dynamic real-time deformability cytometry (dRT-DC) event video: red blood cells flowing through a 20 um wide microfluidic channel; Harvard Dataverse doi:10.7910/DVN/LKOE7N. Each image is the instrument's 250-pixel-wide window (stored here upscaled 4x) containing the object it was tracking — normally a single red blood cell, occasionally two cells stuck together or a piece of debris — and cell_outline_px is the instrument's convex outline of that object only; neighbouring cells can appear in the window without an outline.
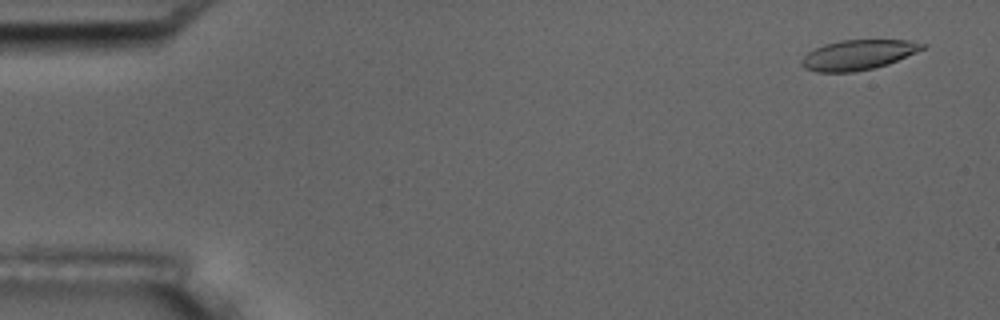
{"species": "common noctule bat (a hibernating species)", "species_latin": "Nyctalus noctula", "temperature_condition": "room temperature", "stored_images_in_passage": 6, "segment_of_instrument_passage": [1, 2], "camera_frame_rate_fps": 3000, "um_per_image_px": 0.085, "animal": {"sex": "male", "body_mass_g": 17.5, "forearm_length_mm": 52.3}, "frame": {"image": 1, "passage_image": 1, "time_ms": 0.0, "image_size_px": [1000, 320], "cell_outline_px": [[928, 44], [924, 48], [916, 52], [888, 64], [872, 68], [852, 72], [816, 72], [804, 68], [800, 64], [800, 60], [808, 52], [824, 44], [840, 40], [908, 40]], "centroid_in_image_um": [72.91, 4.66], "position_along_channel_um": 12.1, "area_um2": 21.04}}
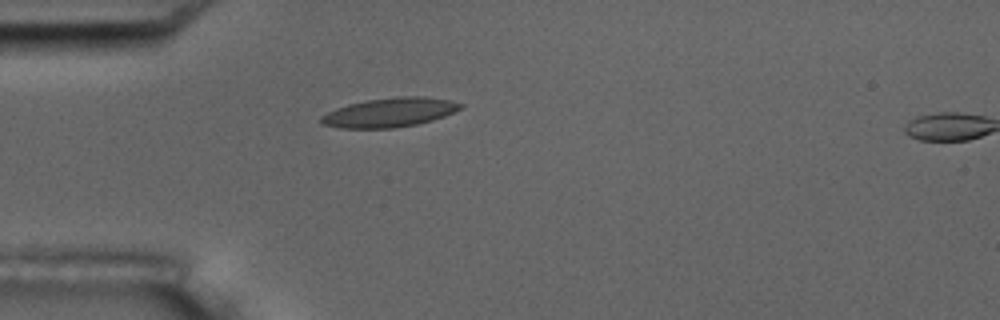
{"frame": {"image": 2, "passage_image": 5, "time_ms": 4.333, "image_size_px": [1000, 320], "cell_outline_px": [[464, 108], [444, 116], [432, 120], [416, 124], [392, 128], [340, 128], [320, 124], [320, 116], [336, 108], [348, 104], [368, 100], [396, 96], [424, 96], [452, 100], [464, 104]], "centroid_in_image_um": [33.14, 9.55], "position_along_channel_um": 51.9, "area_um2": 23.87}}